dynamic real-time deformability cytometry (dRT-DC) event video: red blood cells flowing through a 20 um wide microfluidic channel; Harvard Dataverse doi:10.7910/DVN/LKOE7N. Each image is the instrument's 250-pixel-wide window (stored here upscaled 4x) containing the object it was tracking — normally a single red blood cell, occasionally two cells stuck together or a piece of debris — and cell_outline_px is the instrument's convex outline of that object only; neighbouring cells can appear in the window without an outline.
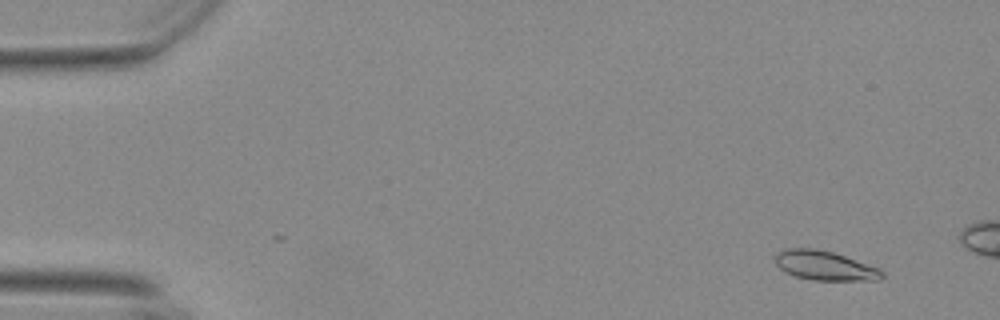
{"species": "Egyptian fruit bat (a non-hibernating species)", "species_latin": "Rousettus aegyptiacus", "temperature_condition": "warm", "stored_images_in_passage": 8, "camera_frame_rate_fps": 3000, "um_per_image_px": 0.085, "animal": {"sex": "female"}, "frame": {"image": 1, "passage_image": 1, "time_ms": 0.0, "image_size_px": [1000, 320], "cell_outline_px": [[884, 276], [880, 280], [812, 280], [796, 276], [784, 272], [776, 264], [776, 256], [780, 252], [788, 248], [812, 248], [832, 252], [880, 268], [884, 272]], "centroid_in_image_um": [70.14, 22.59], "position_along_channel_um": 14.9, "area_um2": 18.09}}